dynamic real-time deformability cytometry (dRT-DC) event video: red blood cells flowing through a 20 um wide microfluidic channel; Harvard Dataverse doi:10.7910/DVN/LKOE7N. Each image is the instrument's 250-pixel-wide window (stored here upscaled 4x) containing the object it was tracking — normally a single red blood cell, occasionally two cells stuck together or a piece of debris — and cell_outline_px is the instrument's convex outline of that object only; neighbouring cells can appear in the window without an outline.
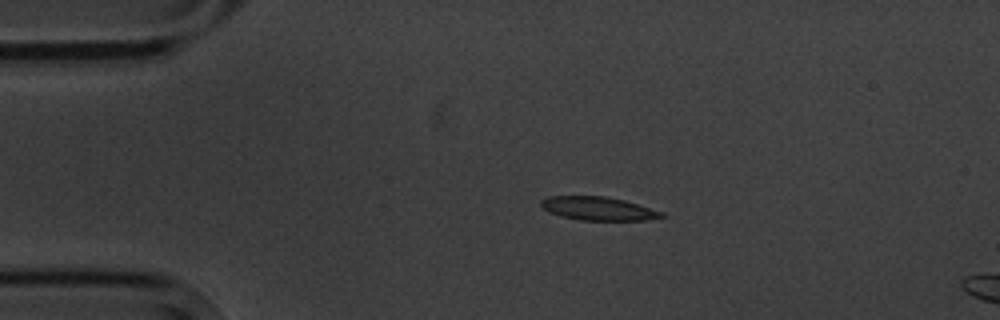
{"species": "common noctule bat (a hibernating species)", "species_latin": "Nyctalus noctula", "temperature_condition": "cold", "stored_images_in_passage": 5, "camera_frame_rate_fps": 3000, "um_per_image_px": 0.085, "animal": {"sex": "male", "body_mass_g": 20.1, "forearm_length_mm": 53.5}, "frame": {"image": 1, "passage_image": 3, "time_ms": 2.333, "image_size_px": [1000, 320], "cell_outline_px": [[668, 216], [644, 220], [580, 220], [560, 216], [548, 212], [540, 204], [540, 200], [548, 196], [604, 196], [624, 200], [664, 212]], "centroid_in_image_um": [50.84, 17.73], "position_along_channel_um": 34.2, "area_um2": 16.53}}